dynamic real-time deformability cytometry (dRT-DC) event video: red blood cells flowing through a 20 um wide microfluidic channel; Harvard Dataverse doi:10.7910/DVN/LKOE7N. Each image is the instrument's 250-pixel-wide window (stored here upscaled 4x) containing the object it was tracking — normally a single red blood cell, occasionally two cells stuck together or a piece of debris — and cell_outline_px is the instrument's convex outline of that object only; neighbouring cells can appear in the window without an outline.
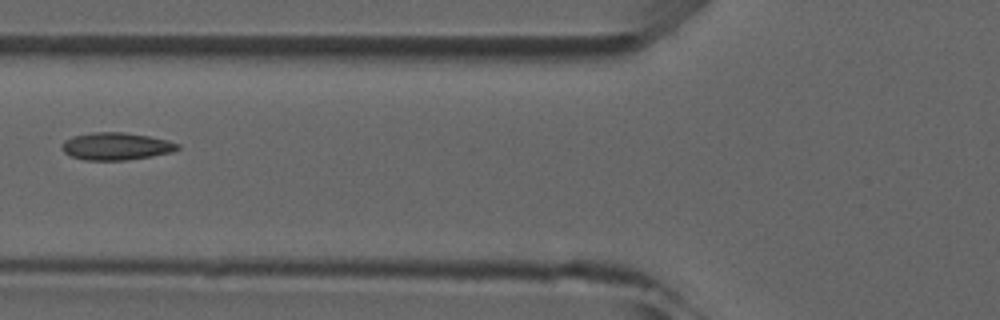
{"species": "common noctule bat (a hibernating species)", "species_latin": "Nyctalus noctula", "temperature_condition": "room temperature", "stored_images_in_passage": 6, "camera_frame_rate_fps": 3000, "um_per_image_px": 0.085, "animal": {"sex": "male", "forearm_length_mm": 52.5}, "frame": {"image": 1, "passage_image": 5, "time_ms": 4.667, "image_size_px": [1000, 320], "cell_outline_px": [[180, 148], [172, 152], [152, 156], [124, 160], [84, 160], [72, 156], [64, 152], [60, 148], [64, 140], [72, 136], [92, 132], [124, 132], [148, 136], [168, 140], [180, 144]], "centroid_in_image_um": [9.86, 12.43], "position_along_channel_um": 115.9, "area_um2": 18.55}}
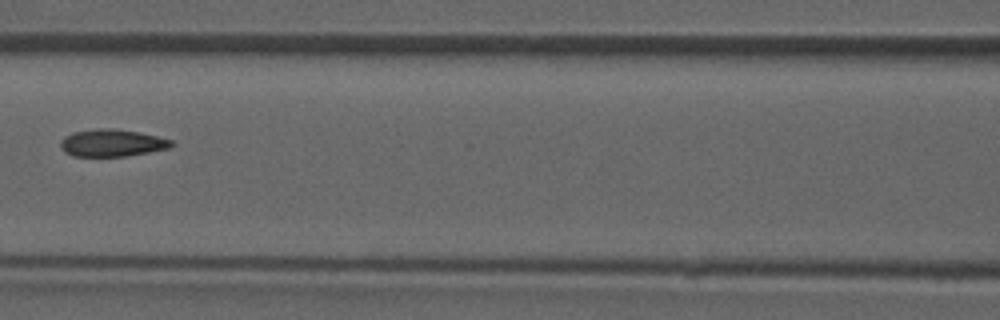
{"frame": {"image": 2, "passage_image": 6, "time_ms": 5.667, "image_size_px": [1000, 320], "cell_outline_px": [[172, 144], [168, 148], [128, 156], [72, 156], [64, 152], [60, 144], [60, 140], [64, 136], [72, 132], [100, 128], [112, 128], [136, 132], [156, 136], [172, 140]], "centroid_in_image_um": [9.46, 12.15], "position_along_channel_um": 157.1, "area_um2": 17.46}}